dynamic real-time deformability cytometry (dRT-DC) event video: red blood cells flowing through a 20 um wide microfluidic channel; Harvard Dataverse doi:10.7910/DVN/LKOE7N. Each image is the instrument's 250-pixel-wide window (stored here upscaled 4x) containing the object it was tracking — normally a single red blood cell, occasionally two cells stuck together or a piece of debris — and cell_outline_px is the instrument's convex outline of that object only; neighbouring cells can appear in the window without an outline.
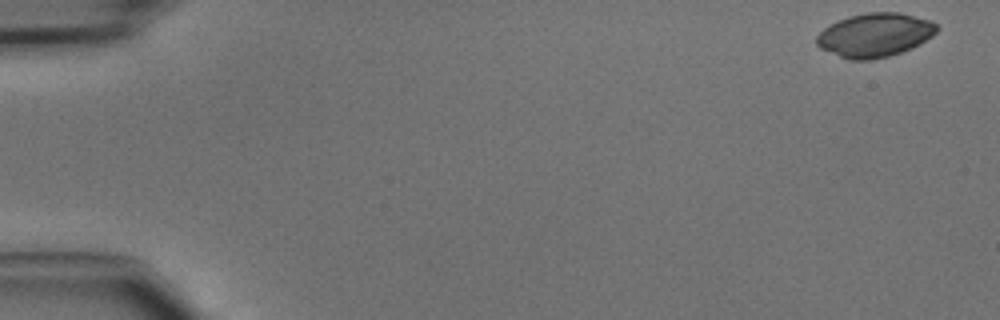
{"species": "common noctule bat (a hibernating species)", "species_latin": "Nyctalus noctula", "temperature_condition": "cold", "stored_images_in_passage": 20, "camera_frame_rate_fps": 3000, "um_per_image_px": 0.085, "animal": {"sex": "male", "body_mass_g": 15.6}, "frame": {"image": 1, "passage_image": 1, "time_ms": 0.0, "image_size_px": [1000, 320], "cell_outline_px": [[940, 28], [932, 36], [912, 48], [888, 56], [872, 60], [848, 60], [820, 48], [816, 44], [816, 36], [824, 28], [848, 16], [868, 12], [900, 12], [932, 20]], "centroid_in_image_um": [74.38, 2.97], "position_along_channel_um": 10.6, "area_um2": 30.75}}
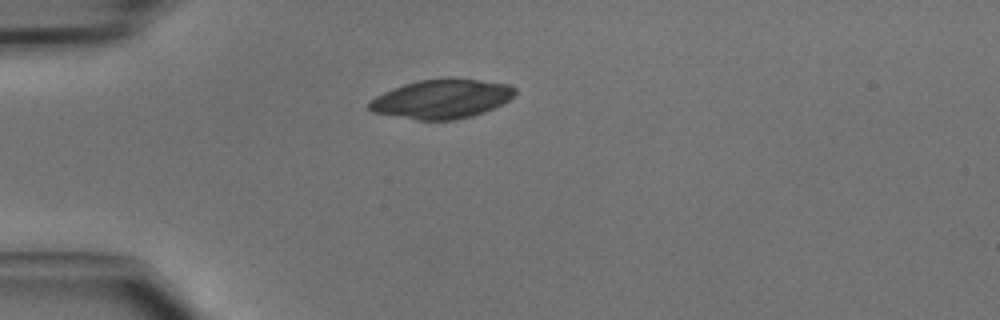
{"frame": {"image": 2, "passage_image": 12, "time_ms": 3.667, "image_size_px": [1000, 320], "cell_outline_px": [[516, 92], [508, 100], [484, 112], [472, 116], [456, 120], [416, 120], [372, 112], [368, 108], [368, 104], [376, 96], [384, 92], [404, 84], [420, 80], [448, 76], [480, 80], [508, 84], [516, 88]], "centroid_in_image_um": [37.54, 8.39], "position_along_channel_um": 47.5, "area_um2": 33.41}}